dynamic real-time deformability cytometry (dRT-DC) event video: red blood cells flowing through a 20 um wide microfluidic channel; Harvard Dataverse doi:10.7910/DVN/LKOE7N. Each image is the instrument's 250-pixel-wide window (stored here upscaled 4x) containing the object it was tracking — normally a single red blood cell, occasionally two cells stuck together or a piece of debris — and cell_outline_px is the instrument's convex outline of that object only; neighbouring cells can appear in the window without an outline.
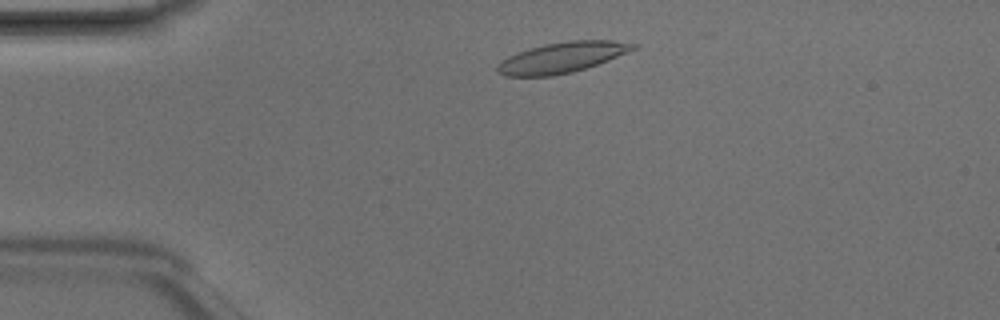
{"species": "Egyptian fruit bat (a non-hibernating species)", "species_latin": "Rousettus aegyptiacus", "temperature_condition": "room temperature", "stored_images_in_passage": 3, "camera_frame_rate_fps": 3000, "um_per_image_px": 0.085, "animal": {"sex": "male"}, "frame": {"image": 1, "passage_image": 2, "time_ms": 0.333, "image_size_px": [1000, 320], "cell_outline_px": [[640, 44], [636, 48], [608, 60], [572, 72], [552, 76], [504, 76], [496, 72], [496, 64], [508, 56], [528, 48], [544, 44], [568, 40], [612, 40]], "centroid_in_image_um": [47.73, 4.88], "position_along_channel_um": 37.3, "area_um2": 24.22}}